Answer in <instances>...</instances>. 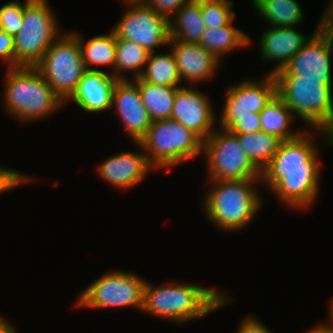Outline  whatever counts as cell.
I'll list each match as a JSON object with an SVG mask.
<instances>
[{"mask_svg":"<svg viewBox=\"0 0 333 333\" xmlns=\"http://www.w3.org/2000/svg\"><path fill=\"white\" fill-rule=\"evenodd\" d=\"M308 130L294 139L282 141L261 172V182L275 198L295 210L308 209L320 193L322 168L317 143L312 136L316 129H312L313 133Z\"/></svg>","mask_w":333,"mask_h":333,"instance_id":"cell-1","label":"cell"},{"mask_svg":"<svg viewBox=\"0 0 333 333\" xmlns=\"http://www.w3.org/2000/svg\"><path fill=\"white\" fill-rule=\"evenodd\" d=\"M175 282L157 286L146 281L141 311L181 325L214 313L232 301L213 287Z\"/></svg>","mask_w":333,"mask_h":333,"instance_id":"cell-2","label":"cell"},{"mask_svg":"<svg viewBox=\"0 0 333 333\" xmlns=\"http://www.w3.org/2000/svg\"><path fill=\"white\" fill-rule=\"evenodd\" d=\"M4 79L5 112L22 124L43 120L65 105L36 67L7 68Z\"/></svg>","mask_w":333,"mask_h":333,"instance_id":"cell-3","label":"cell"},{"mask_svg":"<svg viewBox=\"0 0 333 333\" xmlns=\"http://www.w3.org/2000/svg\"><path fill=\"white\" fill-rule=\"evenodd\" d=\"M257 181L261 179L209 181L211 187L202 203L207 219L229 233L247 227L263 207L264 199L253 187Z\"/></svg>","mask_w":333,"mask_h":333,"instance_id":"cell-4","label":"cell"},{"mask_svg":"<svg viewBox=\"0 0 333 333\" xmlns=\"http://www.w3.org/2000/svg\"><path fill=\"white\" fill-rule=\"evenodd\" d=\"M148 162L157 169H169L196 160L203 154L204 141L178 121H152L145 136L138 142Z\"/></svg>","mask_w":333,"mask_h":333,"instance_id":"cell-5","label":"cell"},{"mask_svg":"<svg viewBox=\"0 0 333 333\" xmlns=\"http://www.w3.org/2000/svg\"><path fill=\"white\" fill-rule=\"evenodd\" d=\"M48 0H25L23 22L14 36L15 67H35L63 33Z\"/></svg>","mask_w":333,"mask_h":333,"instance_id":"cell-6","label":"cell"},{"mask_svg":"<svg viewBox=\"0 0 333 333\" xmlns=\"http://www.w3.org/2000/svg\"><path fill=\"white\" fill-rule=\"evenodd\" d=\"M277 95L311 129H321L333 110V83L300 79L298 75H274Z\"/></svg>","mask_w":333,"mask_h":333,"instance_id":"cell-7","label":"cell"},{"mask_svg":"<svg viewBox=\"0 0 333 333\" xmlns=\"http://www.w3.org/2000/svg\"><path fill=\"white\" fill-rule=\"evenodd\" d=\"M64 103L75 92L87 71L78 41V33H62L35 66Z\"/></svg>","mask_w":333,"mask_h":333,"instance_id":"cell-8","label":"cell"},{"mask_svg":"<svg viewBox=\"0 0 333 333\" xmlns=\"http://www.w3.org/2000/svg\"><path fill=\"white\" fill-rule=\"evenodd\" d=\"M145 280L138 274L109 270L93 280L75 301L78 308H133L141 312Z\"/></svg>","mask_w":333,"mask_h":333,"instance_id":"cell-9","label":"cell"},{"mask_svg":"<svg viewBox=\"0 0 333 333\" xmlns=\"http://www.w3.org/2000/svg\"><path fill=\"white\" fill-rule=\"evenodd\" d=\"M208 181L261 179V171L251 162L237 135L219 127L204 141Z\"/></svg>","mask_w":333,"mask_h":333,"instance_id":"cell-10","label":"cell"},{"mask_svg":"<svg viewBox=\"0 0 333 333\" xmlns=\"http://www.w3.org/2000/svg\"><path fill=\"white\" fill-rule=\"evenodd\" d=\"M276 94L277 84L272 74L227 86L217 126L229 130L239 117L260 113Z\"/></svg>","mask_w":333,"mask_h":333,"instance_id":"cell-11","label":"cell"},{"mask_svg":"<svg viewBox=\"0 0 333 333\" xmlns=\"http://www.w3.org/2000/svg\"><path fill=\"white\" fill-rule=\"evenodd\" d=\"M121 20L113 26L115 38L125 39L151 52L169 45V20L143 4H127Z\"/></svg>","mask_w":333,"mask_h":333,"instance_id":"cell-12","label":"cell"},{"mask_svg":"<svg viewBox=\"0 0 333 333\" xmlns=\"http://www.w3.org/2000/svg\"><path fill=\"white\" fill-rule=\"evenodd\" d=\"M333 45L320 28L288 63L273 75H298L300 79L333 83Z\"/></svg>","mask_w":333,"mask_h":333,"instance_id":"cell-13","label":"cell"},{"mask_svg":"<svg viewBox=\"0 0 333 333\" xmlns=\"http://www.w3.org/2000/svg\"><path fill=\"white\" fill-rule=\"evenodd\" d=\"M209 95L192 86L180 87L174 99L171 119L205 141L216 130V115ZM214 127V128H213Z\"/></svg>","mask_w":333,"mask_h":333,"instance_id":"cell-14","label":"cell"},{"mask_svg":"<svg viewBox=\"0 0 333 333\" xmlns=\"http://www.w3.org/2000/svg\"><path fill=\"white\" fill-rule=\"evenodd\" d=\"M113 106L131 141L138 143L147 133L152 120L142 102L139 87L132 79L117 80L112 95Z\"/></svg>","mask_w":333,"mask_h":333,"instance_id":"cell-15","label":"cell"},{"mask_svg":"<svg viewBox=\"0 0 333 333\" xmlns=\"http://www.w3.org/2000/svg\"><path fill=\"white\" fill-rule=\"evenodd\" d=\"M135 145L141 149V152L121 151L99 163L96 168L99 177L124 191L142 182L154 167L148 162L142 146L139 143Z\"/></svg>","mask_w":333,"mask_h":333,"instance_id":"cell-16","label":"cell"},{"mask_svg":"<svg viewBox=\"0 0 333 333\" xmlns=\"http://www.w3.org/2000/svg\"><path fill=\"white\" fill-rule=\"evenodd\" d=\"M320 21L321 17L313 34L308 35L297 30L296 26L266 28L259 40V54L262 61L276 62L272 70L269 69L270 72L266 74L273 75L281 70L320 29Z\"/></svg>","mask_w":333,"mask_h":333,"instance_id":"cell-17","label":"cell"},{"mask_svg":"<svg viewBox=\"0 0 333 333\" xmlns=\"http://www.w3.org/2000/svg\"><path fill=\"white\" fill-rule=\"evenodd\" d=\"M179 75L188 85H196L214 78L221 61L199 43L170 40Z\"/></svg>","mask_w":333,"mask_h":333,"instance_id":"cell-18","label":"cell"},{"mask_svg":"<svg viewBox=\"0 0 333 333\" xmlns=\"http://www.w3.org/2000/svg\"><path fill=\"white\" fill-rule=\"evenodd\" d=\"M117 80L114 75L103 70H87L65 104L73 101L79 109L90 114L108 111L112 108V95Z\"/></svg>","mask_w":333,"mask_h":333,"instance_id":"cell-19","label":"cell"},{"mask_svg":"<svg viewBox=\"0 0 333 333\" xmlns=\"http://www.w3.org/2000/svg\"><path fill=\"white\" fill-rule=\"evenodd\" d=\"M205 28L201 0H191L185 3L169 19L170 40L199 43Z\"/></svg>","mask_w":333,"mask_h":333,"instance_id":"cell-20","label":"cell"},{"mask_svg":"<svg viewBox=\"0 0 333 333\" xmlns=\"http://www.w3.org/2000/svg\"><path fill=\"white\" fill-rule=\"evenodd\" d=\"M234 20L218 29L205 28L202 39L199 42L202 47L211 52L220 61L223 56H226L225 54L240 47V49L246 48L252 42L250 36L238 29V27H234Z\"/></svg>","mask_w":333,"mask_h":333,"instance_id":"cell-21","label":"cell"},{"mask_svg":"<svg viewBox=\"0 0 333 333\" xmlns=\"http://www.w3.org/2000/svg\"><path fill=\"white\" fill-rule=\"evenodd\" d=\"M78 41L81 47L82 57L87 70L99 71L96 66L110 67L114 75L116 57V38L112 30L107 34L97 35L88 41L78 32ZM95 66L94 68H92Z\"/></svg>","mask_w":333,"mask_h":333,"instance_id":"cell-22","label":"cell"},{"mask_svg":"<svg viewBox=\"0 0 333 333\" xmlns=\"http://www.w3.org/2000/svg\"><path fill=\"white\" fill-rule=\"evenodd\" d=\"M139 87L144 107L152 121L171 119L174 99L180 87L155 85L142 79H132Z\"/></svg>","mask_w":333,"mask_h":333,"instance_id":"cell-23","label":"cell"},{"mask_svg":"<svg viewBox=\"0 0 333 333\" xmlns=\"http://www.w3.org/2000/svg\"><path fill=\"white\" fill-rule=\"evenodd\" d=\"M259 114L261 131L276 135L283 141L294 139L303 132V129L302 131L291 130L295 117L277 94Z\"/></svg>","mask_w":333,"mask_h":333,"instance_id":"cell-24","label":"cell"},{"mask_svg":"<svg viewBox=\"0 0 333 333\" xmlns=\"http://www.w3.org/2000/svg\"><path fill=\"white\" fill-rule=\"evenodd\" d=\"M296 0H261L254 8L270 27L301 25L305 16Z\"/></svg>","mask_w":333,"mask_h":333,"instance_id":"cell-25","label":"cell"},{"mask_svg":"<svg viewBox=\"0 0 333 333\" xmlns=\"http://www.w3.org/2000/svg\"><path fill=\"white\" fill-rule=\"evenodd\" d=\"M150 52L140 44L116 38V57L114 65V76L118 80L129 79L126 74H132L130 79L140 77L145 64L148 61ZM126 73V74H125ZM131 73V74H130Z\"/></svg>","mask_w":333,"mask_h":333,"instance_id":"cell-26","label":"cell"},{"mask_svg":"<svg viewBox=\"0 0 333 333\" xmlns=\"http://www.w3.org/2000/svg\"><path fill=\"white\" fill-rule=\"evenodd\" d=\"M139 78L155 85L185 86V84H182L183 81L179 75L176 59L171 49L169 53L164 54L151 52ZM180 82L182 83L180 84Z\"/></svg>","mask_w":333,"mask_h":333,"instance_id":"cell-27","label":"cell"},{"mask_svg":"<svg viewBox=\"0 0 333 333\" xmlns=\"http://www.w3.org/2000/svg\"><path fill=\"white\" fill-rule=\"evenodd\" d=\"M237 135L251 162L262 172L279 150L282 139L278 136L258 131Z\"/></svg>","mask_w":333,"mask_h":333,"instance_id":"cell-28","label":"cell"},{"mask_svg":"<svg viewBox=\"0 0 333 333\" xmlns=\"http://www.w3.org/2000/svg\"><path fill=\"white\" fill-rule=\"evenodd\" d=\"M231 8L232 0H201L205 27L218 29L228 25L236 17Z\"/></svg>","mask_w":333,"mask_h":333,"instance_id":"cell-29","label":"cell"},{"mask_svg":"<svg viewBox=\"0 0 333 333\" xmlns=\"http://www.w3.org/2000/svg\"><path fill=\"white\" fill-rule=\"evenodd\" d=\"M24 14L23 4L18 0H12L0 7V29L15 36L22 26Z\"/></svg>","mask_w":333,"mask_h":333,"instance_id":"cell-30","label":"cell"},{"mask_svg":"<svg viewBox=\"0 0 333 333\" xmlns=\"http://www.w3.org/2000/svg\"><path fill=\"white\" fill-rule=\"evenodd\" d=\"M31 181L32 178L26 174H22V172L16 169L0 166V194L9 192L16 187Z\"/></svg>","mask_w":333,"mask_h":333,"instance_id":"cell-31","label":"cell"},{"mask_svg":"<svg viewBox=\"0 0 333 333\" xmlns=\"http://www.w3.org/2000/svg\"><path fill=\"white\" fill-rule=\"evenodd\" d=\"M191 0H146L143 5L154 9L168 20L187 2Z\"/></svg>","mask_w":333,"mask_h":333,"instance_id":"cell-32","label":"cell"},{"mask_svg":"<svg viewBox=\"0 0 333 333\" xmlns=\"http://www.w3.org/2000/svg\"><path fill=\"white\" fill-rule=\"evenodd\" d=\"M229 131L233 134H245L261 131V121L260 114L255 113V115H245L239 117L237 121Z\"/></svg>","mask_w":333,"mask_h":333,"instance_id":"cell-33","label":"cell"},{"mask_svg":"<svg viewBox=\"0 0 333 333\" xmlns=\"http://www.w3.org/2000/svg\"><path fill=\"white\" fill-rule=\"evenodd\" d=\"M4 60L8 68L15 67L14 36L0 29V60Z\"/></svg>","mask_w":333,"mask_h":333,"instance_id":"cell-34","label":"cell"},{"mask_svg":"<svg viewBox=\"0 0 333 333\" xmlns=\"http://www.w3.org/2000/svg\"><path fill=\"white\" fill-rule=\"evenodd\" d=\"M237 333H273L263 322L259 321L256 316L248 315L239 324Z\"/></svg>","mask_w":333,"mask_h":333,"instance_id":"cell-35","label":"cell"},{"mask_svg":"<svg viewBox=\"0 0 333 333\" xmlns=\"http://www.w3.org/2000/svg\"><path fill=\"white\" fill-rule=\"evenodd\" d=\"M330 1L323 14H321L320 28L330 38L333 45V0Z\"/></svg>","mask_w":333,"mask_h":333,"instance_id":"cell-36","label":"cell"},{"mask_svg":"<svg viewBox=\"0 0 333 333\" xmlns=\"http://www.w3.org/2000/svg\"><path fill=\"white\" fill-rule=\"evenodd\" d=\"M320 141H324L326 145H333V110L329 120L322 126L321 129H316L315 131ZM322 136V137H320Z\"/></svg>","mask_w":333,"mask_h":333,"instance_id":"cell-37","label":"cell"},{"mask_svg":"<svg viewBox=\"0 0 333 333\" xmlns=\"http://www.w3.org/2000/svg\"><path fill=\"white\" fill-rule=\"evenodd\" d=\"M305 333H333V324H331L329 321H326V323H320Z\"/></svg>","mask_w":333,"mask_h":333,"instance_id":"cell-38","label":"cell"},{"mask_svg":"<svg viewBox=\"0 0 333 333\" xmlns=\"http://www.w3.org/2000/svg\"><path fill=\"white\" fill-rule=\"evenodd\" d=\"M0 333H16V329L13 324L0 316Z\"/></svg>","mask_w":333,"mask_h":333,"instance_id":"cell-39","label":"cell"},{"mask_svg":"<svg viewBox=\"0 0 333 333\" xmlns=\"http://www.w3.org/2000/svg\"><path fill=\"white\" fill-rule=\"evenodd\" d=\"M332 301H330V303L329 304H331V305H329L330 306V309H329V312H328V316H329V322L331 323V324H333V298L331 299Z\"/></svg>","mask_w":333,"mask_h":333,"instance_id":"cell-40","label":"cell"},{"mask_svg":"<svg viewBox=\"0 0 333 333\" xmlns=\"http://www.w3.org/2000/svg\"><path fill=\"white\" fill-rule=\"evenodd\" d=\"M124 4H143L146 0H121Z\"/></svg>","mask_w":333,"mask_h":333,"instance_id":"cell-41","label":"cell"},{"mask_svg":"<svg viewBox=\"0 0 333 333\" xmlns=\"http://www.w3.org/2000/svg\"><path fill=\"white\" fill-rule=\"evenodd\" d=\"M261 0H252L253 7H255Z\"/></svg>","mask_w":333,"mask_h":333,"instance_id":"cell-42","label":"cell"}]
</instances>
